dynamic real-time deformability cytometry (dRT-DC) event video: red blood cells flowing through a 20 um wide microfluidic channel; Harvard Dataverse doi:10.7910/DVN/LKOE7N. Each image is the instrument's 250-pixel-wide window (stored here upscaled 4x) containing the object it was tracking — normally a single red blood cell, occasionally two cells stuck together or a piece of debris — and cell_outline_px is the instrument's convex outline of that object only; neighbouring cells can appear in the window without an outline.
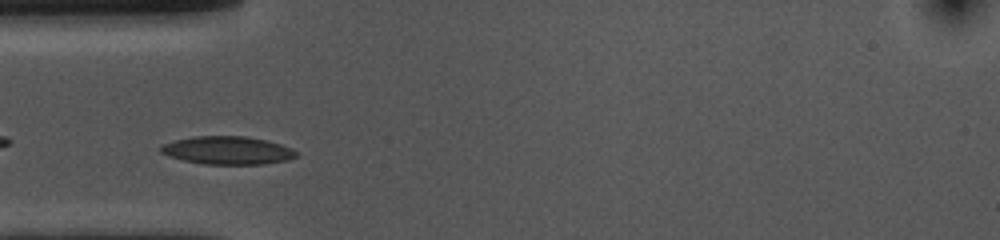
{"species": "common noctule bat (a hibernating species)", "species_latin": "Nyctalus noctula", "temperature_condition": "cold", "stored_images_in_passage": 28, "camera_frame_rate_fps": 3000, "um_per_image_px": 0.085, "animal": {"sex": "female", "body_mass_g": 10.0, "forearm_length_mm": 53.1}, "frame": {"image": 1, "passage_image": 4, "time_ms": 1.0, "image_size_px": [1000, 240], "cell_outline_px": [[300, 156], [288, 160], [264, 164], [204, 164], [184, 160], [168, 156], [160, 152], [160, 148], [164, 144], [176, 140], [196, 136], [244, 136], [268, 140], [292, 148], [300, 152]], "centroid_in_image_um": [19.42, 12.78], "position_along_channel_um": 65.6, "area_um2": 22.25}}
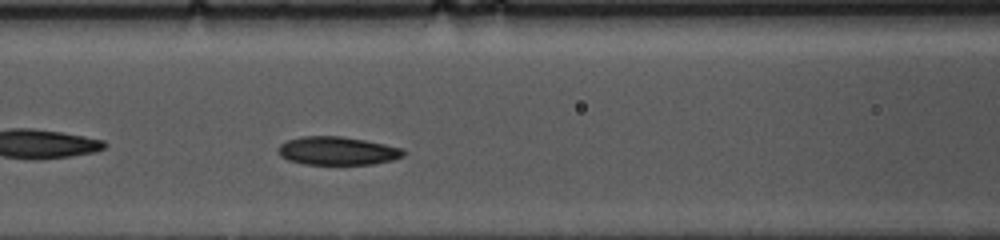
{"frame": {"image": 2, "passage_image": 10, "time_ms": 3.0, "image_size_px": [1000, 240], "cell_outline_px": [[404, 156], [392, 160], [372, 164], [304, 164], [288, 160], [280, 156], [276, 148], [280, 144], [288, 140], [304, 136], [340, 136], [364, 140], [404, 148]], "centroid_in_image_um": [28.66, 12.82], "position_along_channel_um": 137.9, "area_um2": 20.63}}
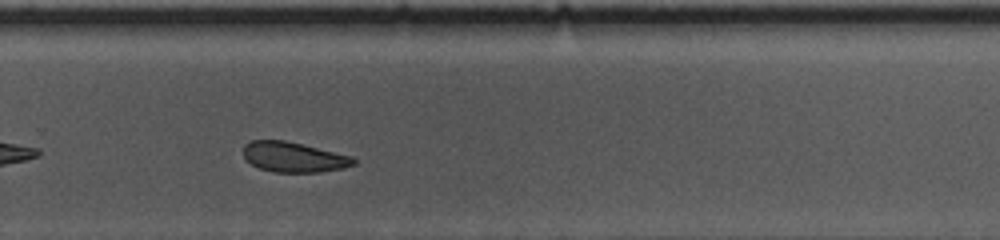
{"frame": {"image": 3, "passage_image": 24, "time_ms": 7.667, "image_size_px": [1000, 240], "cell_outline_px": [[356, 164], [344, 168], [320, 172], [272, 172], [260, 168], [244, 160], [244, 144], [252, 140], [284, 140], [352, 156], [356, 160]], "centroid_in_image_um": [24.95, 13.36], "position_along_channel_um": 304.8, "area_um2": 19.36}}